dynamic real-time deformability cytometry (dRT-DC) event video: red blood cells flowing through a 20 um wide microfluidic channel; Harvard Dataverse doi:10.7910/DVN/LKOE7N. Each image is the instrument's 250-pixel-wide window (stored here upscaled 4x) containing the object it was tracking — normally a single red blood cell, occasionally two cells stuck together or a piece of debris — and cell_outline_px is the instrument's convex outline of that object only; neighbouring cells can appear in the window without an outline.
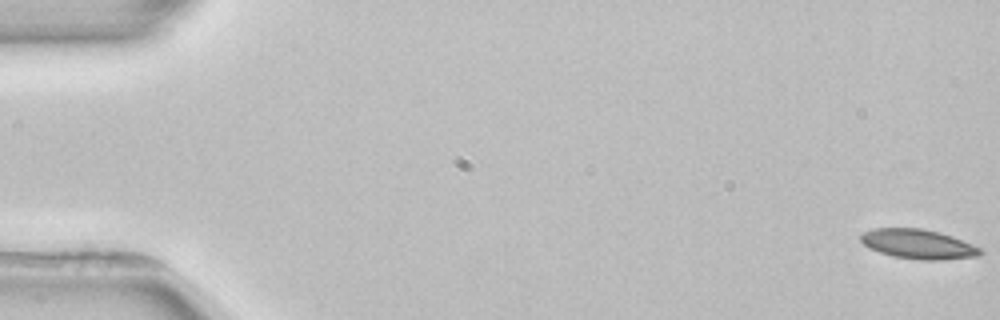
{"species": "common noctule bat (a hibernating species)", "species_latin": "Nyctalus noctula", "temperature_condition": "room temperature", "stored_images_in_passage": 4, "camera_frame_rate_fps": 3000, "um_per_image_px": 0.085, "animal": {"sex": "female", "body_mass_g": 22.7, "forearm_length_mm": 54.2}, "frame": {"image": 1, "passage_image": 1, "time_ms": 0.0, "image_size_px": [1000, 320], "cell_outline_px": [[984, 252], [980, 256], [940, 260], [920, 260], [892, 256], [868, 248], [860, 240], [860, 236], [864, 232], [872, 228], [920, 228], [940, 232], [952, 236], [972, 244], [980, 248]], "centroid_in_image_um": [78.05, 20.75], "position_along_channel_um": 7.0, "area_um2": 20.69}}
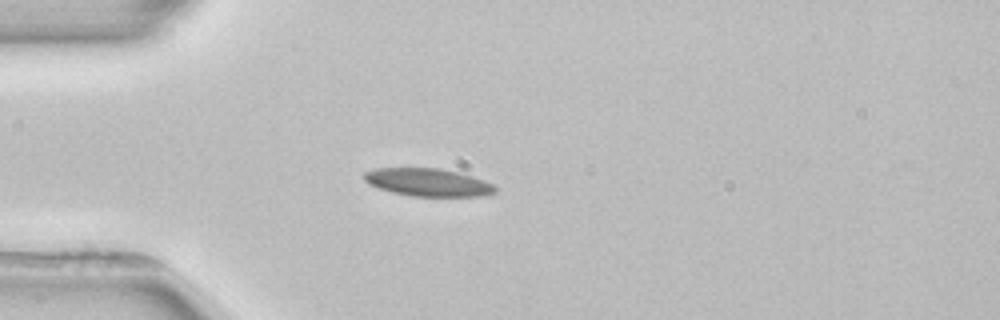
{"frame": {"image": 2, "passage_image": 4, "time_ms": 4.667, "image_size_px": [1000, 320], "cell_outline_px": [[496, 192], [484, 196], [412, 196], [392, 192], [368, 184], [364, 180], [364, 172], [376, 168], [440, 168], [460, 172], [484, 180], [492, 184], [496, 188]], "centroid_in_image_um": [36.39, 15.49], "position_along_channel_um": 48.6, "area_um2": 21.27}}